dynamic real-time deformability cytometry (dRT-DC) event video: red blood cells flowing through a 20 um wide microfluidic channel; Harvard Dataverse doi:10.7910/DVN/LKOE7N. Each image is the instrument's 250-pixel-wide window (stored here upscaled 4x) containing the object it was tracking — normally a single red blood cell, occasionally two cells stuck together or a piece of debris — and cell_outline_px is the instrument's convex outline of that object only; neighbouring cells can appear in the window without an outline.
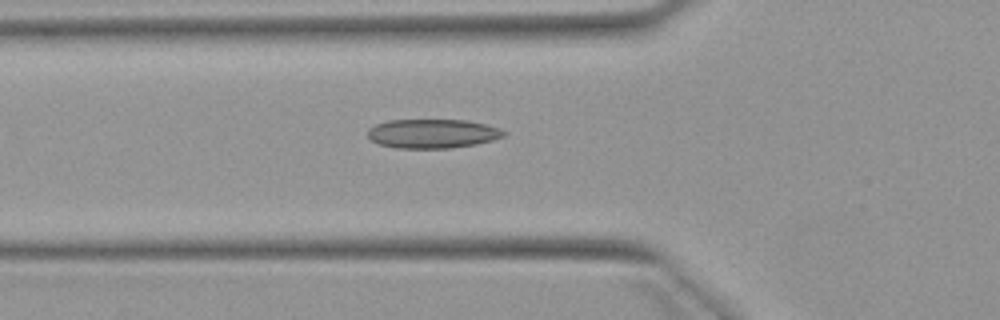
{"species": "Egyptian fruit bat (a non-hibernating species)", "species_latin": "Rousettus aegyptiacus", "temperature_condition": "warm", "stored_images_in_passage": 2, "camera_frame_rate_fps": 3000, "um_per_image_px": 0.085, "animal": {"sex": "female"}, "frame": {"image": 1, "passage_image": 2, "time_ms": 1.667, "image_size_px": [1000, 320], "cell_outline_px": [[508, 132], [504, 136], [492, 140], [476, 144], [452, 148], [396, 148], [380, 144], [372, 140], [368, 136], [368, 128], [376, 124], [388, 120], [468, 120], [500, 128]], "centroid_in_image_um": [36.78, 11.35], "position_along_channel_um": 89.0, "area_um2": 23.12}}